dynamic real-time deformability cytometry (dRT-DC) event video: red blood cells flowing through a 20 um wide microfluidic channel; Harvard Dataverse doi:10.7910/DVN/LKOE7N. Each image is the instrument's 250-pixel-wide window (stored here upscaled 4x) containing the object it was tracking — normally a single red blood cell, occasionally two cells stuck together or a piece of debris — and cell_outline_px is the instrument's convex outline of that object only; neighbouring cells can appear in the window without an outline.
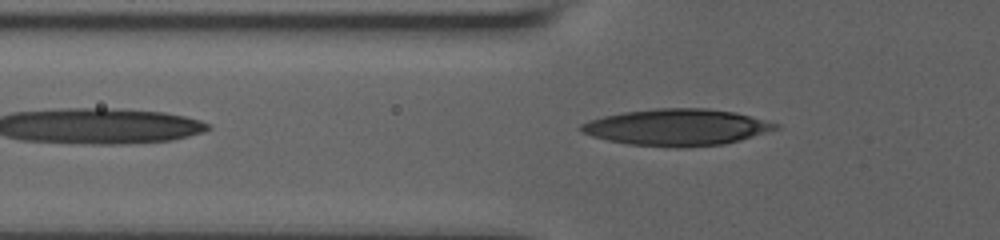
{"species": "human", "species_latin": "Homo sapiens", "temperature_condition": "room temperature", "stored_images_in_passage": 14, "camera_frame_rate_fps": 3000, "um_per_image_px": 0.085, "donor": {"sex": "male"}, "frame": {"image": 1, "passage_image": 14, "time_ms": 7.333, "image_size_px": [1000, 240], "cell_outline_px": [[780, 128], [740, 140], [724, 144], [688, 148], [676, 148], [628, 144], [608, 140], [592, 136], [584, 132], [580, 128], [580, 124], [588, 120], [604, 116], [624, 112], [656, 108], [708, 108], [736, 112], [780, 124]], "centroid_in_image_um": [57.56, 10.82], "position_along_channel_um": 68.2, "area_um2": 41.62}}